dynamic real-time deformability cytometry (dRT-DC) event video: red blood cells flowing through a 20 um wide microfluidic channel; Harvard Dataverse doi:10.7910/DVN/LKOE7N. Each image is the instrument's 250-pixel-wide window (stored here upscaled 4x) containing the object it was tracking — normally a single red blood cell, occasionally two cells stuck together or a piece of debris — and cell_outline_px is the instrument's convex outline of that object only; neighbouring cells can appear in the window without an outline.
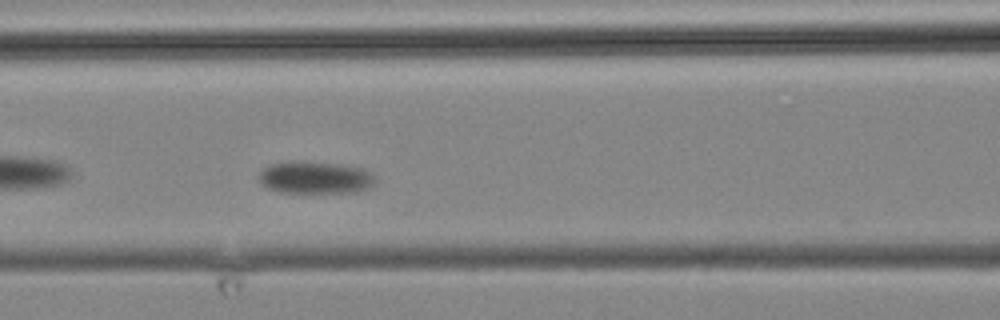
{"species": "common noctule bat (a hibernating species)", "species_latin": "Nyctalus noctula", "temperature_condition": "cold", "stored_images_in_passage": 5, "camera_frame_rate_fps": 3000, "um_per_image_px": 0.085, "animal": {"sex": "male", "body_mass_g": 19.2, "forearm_length_mm": 51.8}, "frame": {"image": 1, "passage_image": 5, "time_ms": 4.667, "image_size_px": [1000, 320], "cell_outline_px": [[376, 180], [368, 188], [352, 192], [280, 192], [264, 188], [260, 184], [260, 172], [268, 164], [292, 160], [304, 160], [340, 164], [360, 168], [372, 172]], "centroid_in_image_um": [26.74, 15.07], "position_along_channel_um": 139.9, "area_um2": 22.2}}